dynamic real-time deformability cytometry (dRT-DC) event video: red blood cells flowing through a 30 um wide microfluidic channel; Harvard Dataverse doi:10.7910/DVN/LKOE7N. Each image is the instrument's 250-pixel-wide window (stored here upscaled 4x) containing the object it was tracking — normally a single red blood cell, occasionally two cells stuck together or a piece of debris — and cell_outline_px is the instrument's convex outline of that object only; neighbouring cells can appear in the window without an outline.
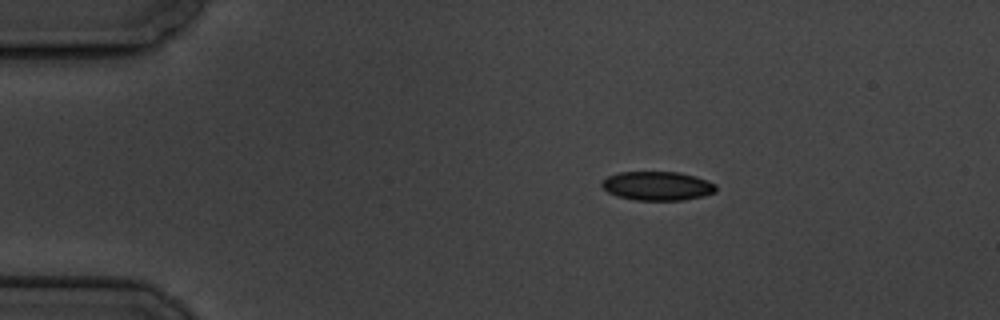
{"species": "common noctule bat (a hibernating species)", "species_latin": "Nyctalus noctula", "temperature_condition": "cold", "stored_images_in_passage": 6, "camera_frame_rate_fps": 3000, "um_per_image_px": 0.085, "animal": {"sex": "male", "body_mass_g": 19.5, "forearm_length_mm": 54.6}, "frame": {"image": 1, "passage_image": 3, "time_ms": 2.0, "image_size_px": [1000, 320], "cell_outline_px": [[716, 192], [704, 196], [684, 200], [636, 200], [616, 196], [608, 192], [600, 184], [600, 180], [608, 176], [620, 172], [680, 172], [696, 176], [708, 180], [716, 184]], "centroid_in_image_um": [55.89, 15.8], "position_along_channel_um": 29.1, "area_um2": 19.48}}
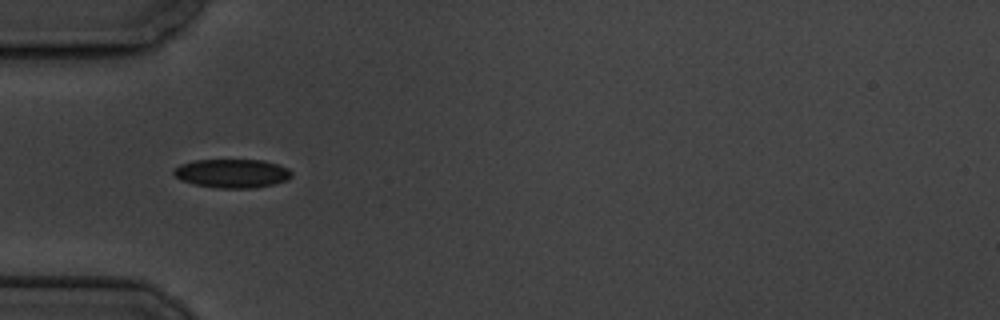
{"frame": {"image": 2, "passage_image": 5, "time_ms": 4.667, "image_size_px": [1000, 320], "cell_outline_px": [[292, 176], [288, 180], [272, 184], [252, 188], [216, 188], [192, 184], [180, 180], [172, 172], [180, 164], [196, 160], [264, 160], [288, 168], [292, 172]], "centroid_in_image_um": [19.72, 14.74], "position_along_channel_um": 65.3, "area_um2": 19.77}}
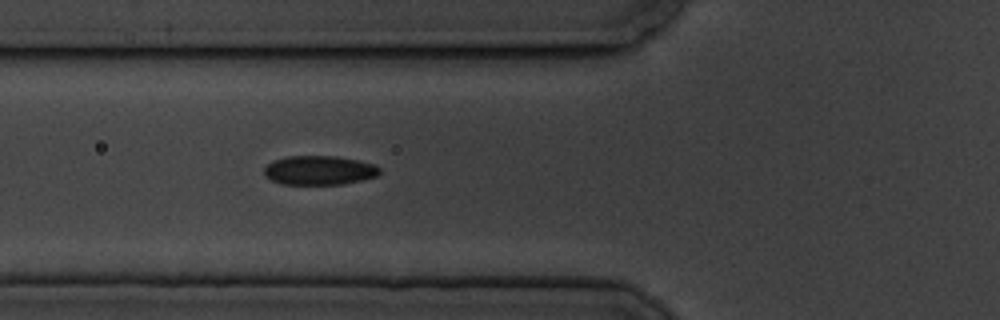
{"frame": {"image": 3, "passage_image": 6, "time_ms": 5.667, "image_size_px": [1000, 320], "cell_outline_px": [[380, 172], [376, 176], [344, 184], [280, 184], [264, 176], [264, 168], [272, 160], [288, 156], [336, 156], [376, 164], [380, 168]], "centroid_in_image_um": [27.11, 14.47], "position_along_channel_um": 98.7, "area_um2": 19.65}}